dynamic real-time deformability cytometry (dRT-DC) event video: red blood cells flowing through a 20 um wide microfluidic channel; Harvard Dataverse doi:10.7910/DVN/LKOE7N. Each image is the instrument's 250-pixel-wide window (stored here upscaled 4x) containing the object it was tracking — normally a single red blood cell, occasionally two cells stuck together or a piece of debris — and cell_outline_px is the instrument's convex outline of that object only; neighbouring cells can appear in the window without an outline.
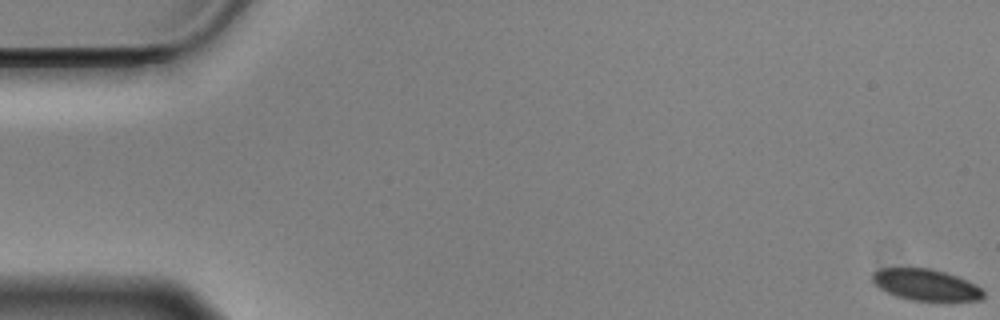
{"species": "Egyptian fruit bat (a non-hibernating species)", "species_latin": "Rousettus aegyptiacus", "temperature_condition": "cold", "stored_images_in_passage": 15, "camera_frame_rate_fps": 3000, "um_per_image_px": 0.085, "animal": {"sex": "male"}, "frame": {"image": 1, "passage_image": 1, "time_ms": 0.0, "image_size_px": [1000, 320], "cell_outline_px": [[984, 296], [980, 300], [912, 300], [896, 296], [880, 288], [872, 280], [872, 272], [880, 268], [932, 268], [968, 280], [984, 288]], "centroid_in_image_um": [78.72, 24.19], "position_along_channel_um": 6.3, "area_um2": 20.23}}